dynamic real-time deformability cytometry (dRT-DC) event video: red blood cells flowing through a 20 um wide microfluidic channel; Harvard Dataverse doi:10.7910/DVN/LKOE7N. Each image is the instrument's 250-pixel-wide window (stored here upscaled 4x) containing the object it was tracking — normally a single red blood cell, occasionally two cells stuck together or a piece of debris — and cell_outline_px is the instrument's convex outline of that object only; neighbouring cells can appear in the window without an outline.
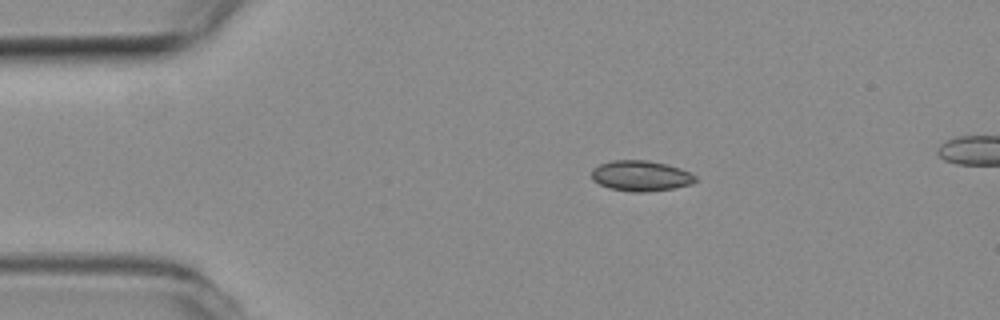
{"species": "common noctule bat (a hibernating species)", "species_latin": "Nyctalus noctula", "temperature_condition": "room temperature", "stored_images_in_passage": 5, "camera_frame_rate_fps": 3000, "um_per_image_px": 0.085, "animal": {"sex": "female", "body_mass_g": 19.3, "forearm_length_mm": 54.1}, "frame": {"image": 1, "passage_image": 1, "time_ms": 0.0, "image_size_px": [1000, 320], "cell_outline_px": [[696, 180], [692, 184], [672, 188], [644, 192], [632, 192], [608, 188], [592, 180], [592, 168], [600, 164], [612, 160], [648, 160], [668, 164], [680, 168], [696, 176]], "centroid_in_image_um": [54.45, 14.94], "position_along_channel_um": 30.6, "area_um2": 18.5}}
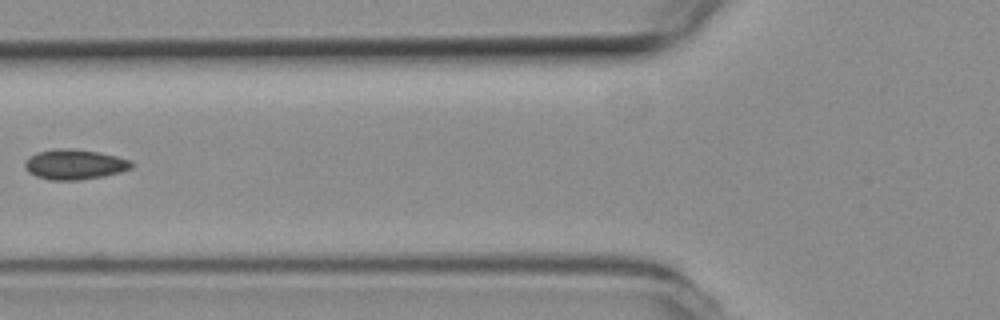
{"frame": {"image": 2, "passage_image": 4, "time_ms": 1.0, "image_size_px": [1000, 320], "cell_outline_px": [[132, 168], [120, 172], [104, 176], [76, 180], [48, 180], [36, 176], [28, 172], [24, 168], [24, 164], [36, 152], [56, 148], [72, 148], [96, 152], [116, 156], [132, 160]], "centroid_in_image_um": [6.34, 13.97], "position_along_channel_um": 119.5, "area_um2": 18.67}}
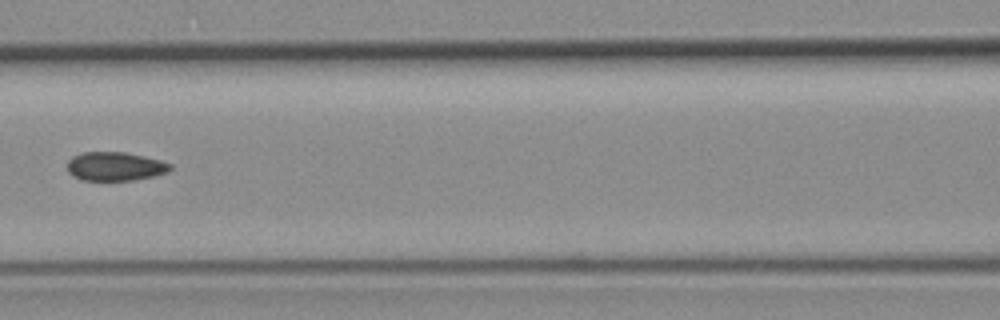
{"frame": {"image": 3, "passage_image": 5, "time_ms": 1.333, "image_size_px": [1000, 320], "cell_outline_px": [[172, 168], [168, 172], [152, 176], [132, 180], [80, 180], [72, 176], [68, 172], [68, 160], [72, 156], [80, 152], [124, 152], [144, 156], [160, 160], [172, 164]], "centroid_in_image_um": [9.76, 14.14], "position_along_channel_um": 156.8, "area_um2": 17.34}}